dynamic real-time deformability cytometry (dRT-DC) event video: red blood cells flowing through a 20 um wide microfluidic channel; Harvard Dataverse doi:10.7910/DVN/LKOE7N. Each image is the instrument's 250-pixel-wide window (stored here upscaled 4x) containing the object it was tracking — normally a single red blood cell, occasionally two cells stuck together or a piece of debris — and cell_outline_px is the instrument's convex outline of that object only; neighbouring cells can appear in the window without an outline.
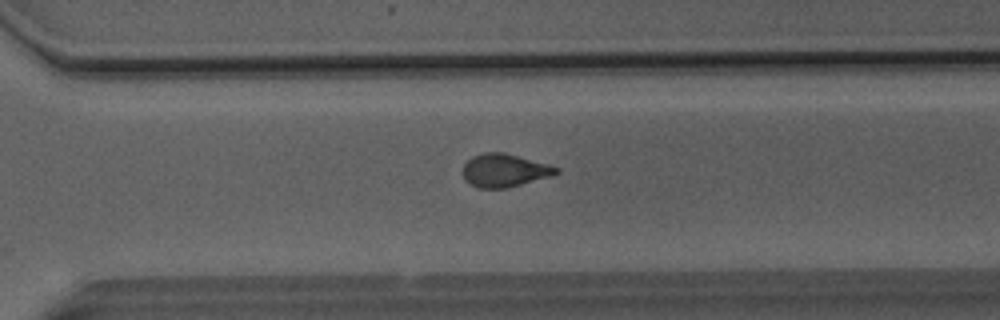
{"species": "Egyptian fruit bat (a non-hibernating species)", "species_latin": "Rousettus aegyptiacus", "temperature_condition": "room temperature", "stored_images_in_passage": 42, "camera_frame_rate_fps": 3000, "um_per_image_px": 0.085, "animal": {"sex": "male"}, "frame": {"image": 1, "passage_image": 27, "time_ms": 8.667, "image_size_px": [1000, 320], "cell_outline_px": [[560, 172], [552, 176], [508, 188], [480, 188], [468, 184], [464, 180], [464, 164], [472, 156], [484, 152], [504, 152], [548, 164], [560, 168]], "centroid_in_image_um": [42.89, 14.49], "position_along_channel_um": 327.7, "area_um2": 18.15}}
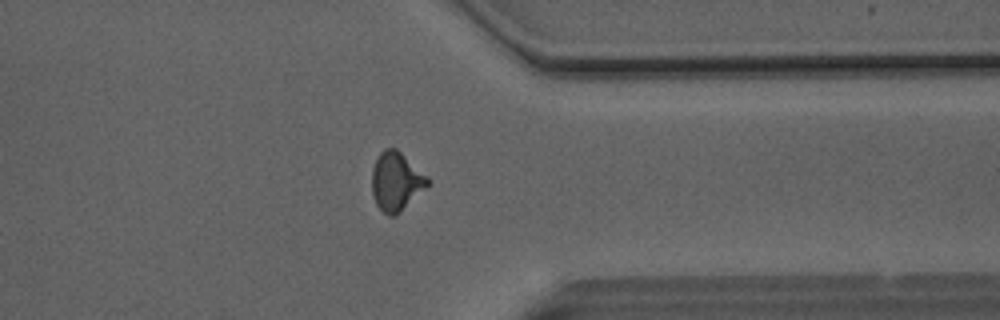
{"frame": {"image": 2, "passage_image": 31, "time_ms": 10.0, "image_size_px": [1000, 320], "cell_outline_px": [[432, 180], [400, 212], [392, 216], [388, 216], [376, 204], [372, 192], [372, 168], [380, 152], [384, 148], [396, 148], [428, 176]], "centroid_in_image_um": [33.67, 15.4], "position_along_channel_um": 377.7, "area_um2": 18.84}}
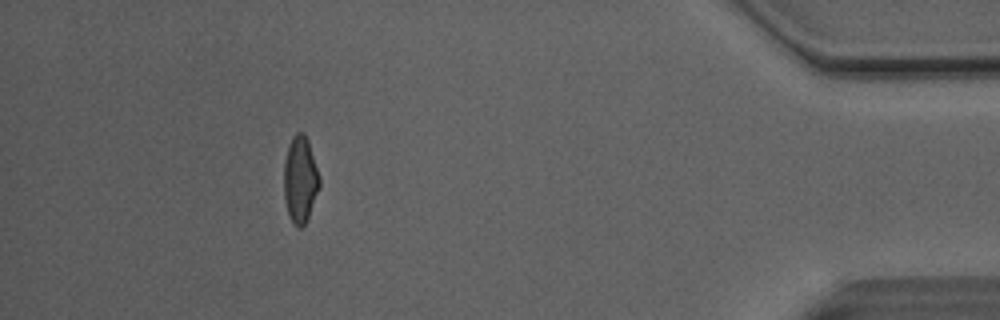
{"frame": {"image": 3, "passage_image": 37, "time_ms": 12.0, "image_size_px": [1000, 320], "cell_outline_px": [[320, 184], [308, 216], [304, 224], [300, 228], [296, 228], [292, 224], [288, 216], [284, 200], [284, 164], [288, 148], [292, 136], [296, 132], [304, 132], [308, 140], [320, 176]], "centroid_in_image_um": [25.5, 15.27], "position_along_channel_um": 409.7, "area_um2": 17.98}, "authors_computed_cell_mechanics": {"area_um2": 18.4671, "velocity_mm_per_s": 4.1211, "shape_relaxation_time_tau1_ms": 7.3391, "shape_relaxation_time_tau2_ms": 1.7885, "deformation_change_tau1": 0.1749, "deformation_change_tau2": 0.0815}}